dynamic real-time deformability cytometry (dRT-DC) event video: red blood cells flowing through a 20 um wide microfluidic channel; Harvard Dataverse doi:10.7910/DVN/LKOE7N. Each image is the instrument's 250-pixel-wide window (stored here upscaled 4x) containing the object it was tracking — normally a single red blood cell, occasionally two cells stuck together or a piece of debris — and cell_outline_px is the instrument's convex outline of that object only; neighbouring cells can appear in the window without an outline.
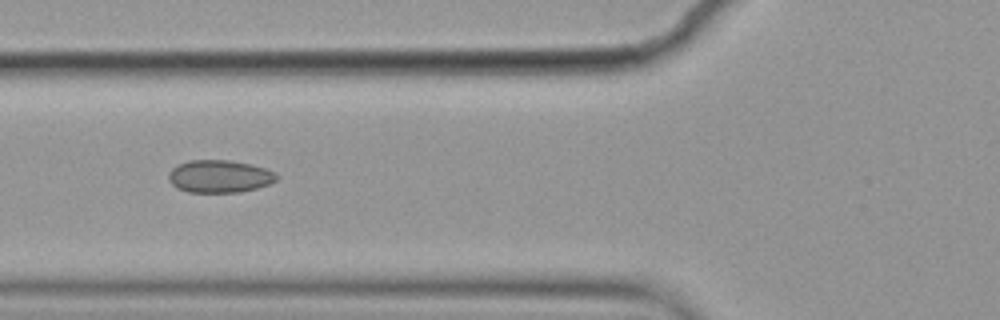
{"species": "common noctule bat (a hibernating species)", "species_latin": "Nyctalus noctula", "temperature_condition": "cold", "stored_images_in_passage": 7, "camera_frame_rate_fps": 3000, "um_per_image_px": 0.085, "animal": {"sex": "female", "body_mass_g": 19.9}, "frame": {"image": 1, "passage_image": 6, "time_ms": 1.667, "image_size_px": [1000, 320], "cell_outline_px": [[276, 180], [268, 184], [256, 188], [240, 192], [188, 192], [176, 188], [168, 180], [168, 172], [172, 168], [188, 160], [228, 160], [252, 164], [276, 172]], "centroid_in_image_um": [18.63, 14.99], "position_along_channel_um": 107.2, "area_um2": 20.52}}
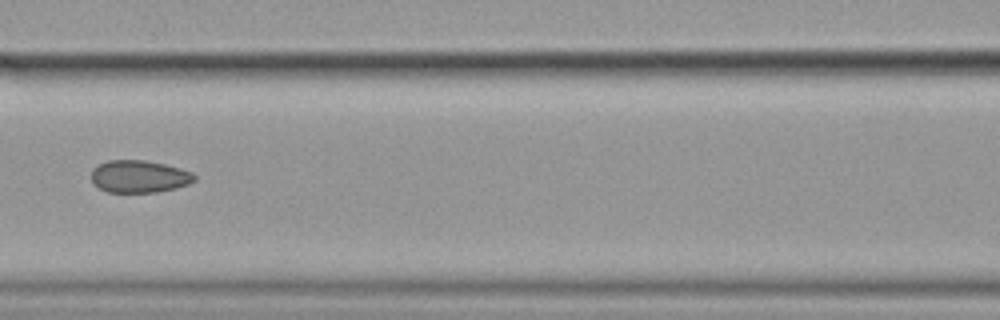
{"frame": {"image": 2, "passage_image": 7, "time_ms": 2.0, "image_size_px": [1000, 320], "cell_outline_px": [[196, 180], [188, 184], [176, 188], [156, 192], [108, 192], [100, 188], [92, 180], [92, 168], [108, 160], [144, 160], [164, 164], [180, 168], [192, 172], [196, 176]], "centroid_in_image_um": [11.86, 15.0], "position_along_channel_um": 154.7, "area_um2": 19.36}}